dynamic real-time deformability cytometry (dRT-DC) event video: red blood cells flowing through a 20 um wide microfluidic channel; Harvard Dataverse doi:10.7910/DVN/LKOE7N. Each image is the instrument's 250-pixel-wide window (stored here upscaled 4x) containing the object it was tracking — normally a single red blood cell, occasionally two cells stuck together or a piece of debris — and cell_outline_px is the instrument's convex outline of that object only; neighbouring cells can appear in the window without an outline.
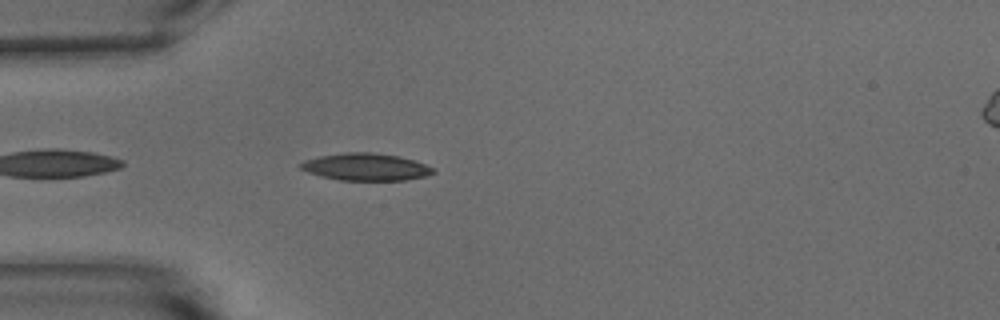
{"species": "common noctule bat (a hibernating species)", "species_latin": "Nyctalus noctula", "temperature_condition": "warm", "stored_images_in_passage": 6, "camera_frame_rate_fps": 3000, "um_per_image_px": 0.085, "animal": {"sex": "male", "body_mass_g": 15.6}, "frame": {"image": 1, "passage_image": 2, "time_ms": 0.333, "image_size_px": [1000, 320], "cell_outline_px": [[436, 172], [428, 176], [404, 180], [340, 180], [320, 176], [308, 172], [300, 168], [296, 164], [304, 160], [320, 156], [344, 152], [376, 152], [396, 156], [412, 160], [424, 164], [432, 168]], "centroid_in_image_um": [31.05, 14.19], "position_along_channel_um": 53.9, "area_um2": 21.04}}